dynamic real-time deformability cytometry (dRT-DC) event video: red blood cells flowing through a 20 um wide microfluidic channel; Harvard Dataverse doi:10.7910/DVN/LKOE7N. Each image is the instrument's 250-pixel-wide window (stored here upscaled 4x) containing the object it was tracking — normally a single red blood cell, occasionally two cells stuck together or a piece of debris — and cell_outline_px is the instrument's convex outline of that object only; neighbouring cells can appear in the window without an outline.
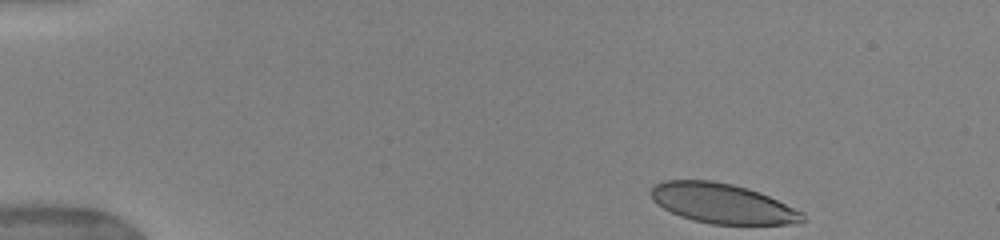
{"species": "human", "species_latin": "Homo sapiens", "temperature_condition": "warm", "stored_images_in_passage": 32, "camera_frame_rate_fps": 3000, "um_per_image_px": 0.085, "donor": {"sex": "female"}, "frame": {"image": 1, "passage_image": 1, "time_ms": 0.0, "image_size_px": [1000, 240], "cell_outline_px": [[808, 220], [800, 224], [712, 224], [692, 220], [680, 216], [656, 204], [652, 200], [652, 188], [656, 184], [664, 180], [712, 180], [732, 184], [748, 188], [760, 192], [804, 212]], "centroid_in_image_um": [61.46, 17.3], "position_along_channel_um": 23.5, "area_um2": 35.43}}
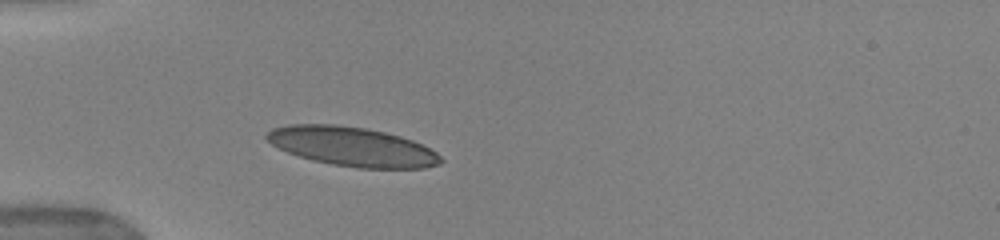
{"frame": {"image": 2, "passage_image": 10, "time_ms": 3.0, "image_size_px": [1000, 240], "cell_outline_px": [[444, 160], [440, 164], [424, 168], [356, 168], [332, 164], [312, 160], [288, 152], [272, 144], [264, 136], [272, 128], [288, 124], [336, 124], [364, 128], [384, 132], [400, 136], [412, 140], [436, 152]], "centroid_in_image_um": [29.93, 12.46], "position_along_channel_um": 55.1, "area_um2": 39.59}}
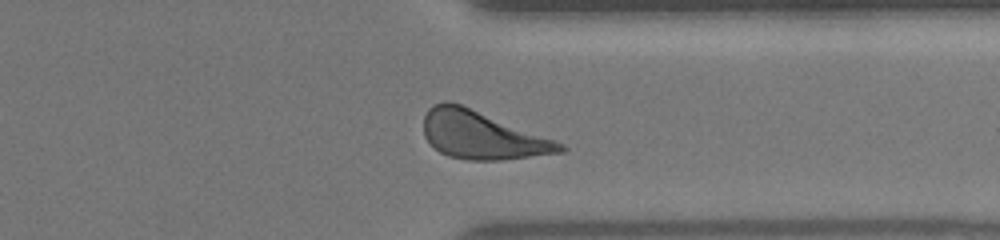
{"frame": {"image": 3, "passage_image": 30, "time_ms": 1678.0, "image_size_px": [1000, 240], "cell_outline_px": [[568, 148], [564, 152], [500, 160], [468, 160], [448, 156], [440, 152], [424, 136], [424, 116], [428, 108], [432, 104], [444, 100], [448, 100], [460, 104], [556, 140], [564, 144]], "centroid_in_image_um": [40.96, 11.48], "position_along_channel_um": 370.4, "area_um2": 37.92}, "authors_computed_cell_mechanics": {"area_um2": 37.5989, "velocity_mm_per_s": 3.9338, "shape_relaxation_time_tau1_ms": 2.2454, "shape_relaxation_time_tau2_ms": null, "deformation_change_tau1": 0.0951, "deformation_change_tau2": null}}